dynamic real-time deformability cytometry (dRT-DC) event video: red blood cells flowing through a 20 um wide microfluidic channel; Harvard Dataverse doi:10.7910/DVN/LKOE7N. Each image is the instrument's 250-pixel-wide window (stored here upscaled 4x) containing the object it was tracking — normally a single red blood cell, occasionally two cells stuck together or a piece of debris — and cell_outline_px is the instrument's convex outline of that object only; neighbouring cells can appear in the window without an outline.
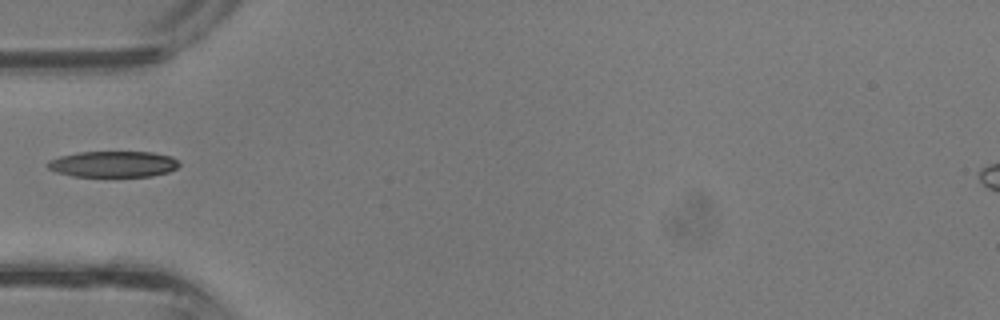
{"species": "common noctule bat (a hibernating species)", "species_latin": "Nyctalus noctula", "temperature_condition": "room temperature", "stored_images_in_passage": 22, "camera_frame_rate_fps": 3000, "um_per_image_px": 0.085, "animal": {"sex": "male", "body_mass_g": 13.3}, "frame": {"image": 1, "passage_image": 1, "time_ms": 0.0, "image_size_px": [1000, 320], "cell_outline_px": [[180, 164], [176, 168], [168, 172], [152, 176], [72, 176], [56, 172], [48, 168], [44, 164], [48, 160], [60, 156], [80, 152], [152, 152], [172, 156]], "centroid_in_image_um": [9.59, 13.95], "position_along_channel_um": 75.4, "area_um2": 20.0}}
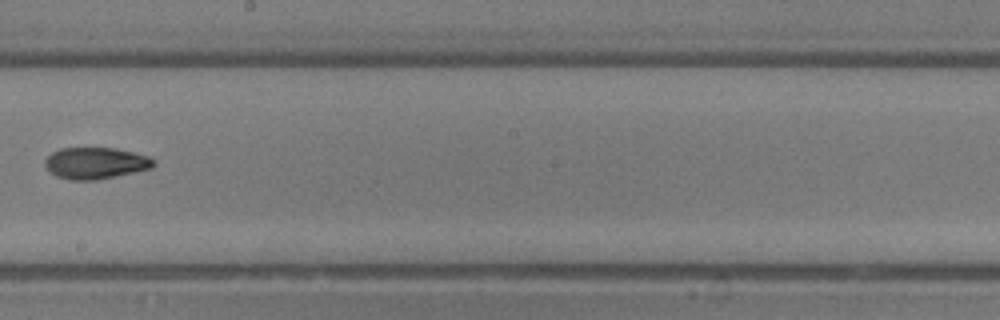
{"frame": {"image": 2, "passage_image": 10, "time_ms": 3.0, "image_size_px": [1000, 320], "cell_outline_px": [[156, 164], [152, 168], [116, 176], [96, 180], [68, 180], [56, 176], [48, 172], [44, 164], [44, 160], [52, 152], [60, 148], [116, 148], [148, 156], [156, 160]], "centroid_in_image_um": [8.1, 13.87], "position_along_channel_um": 240.1, "area_um2": 20.17}}
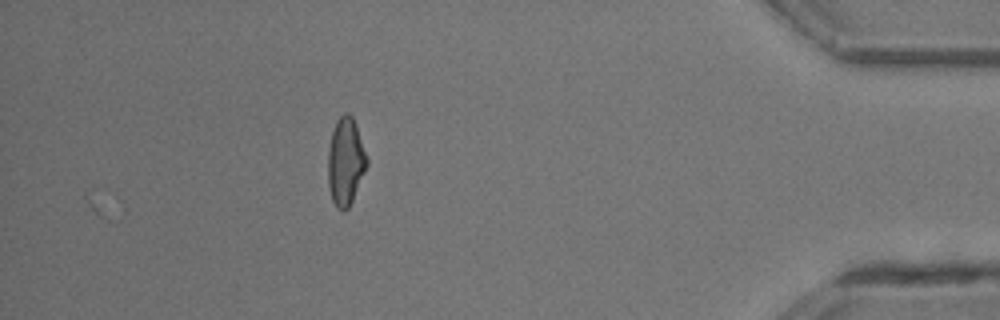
{"frame": {"image": 3, "passage_image": 22, "time_ms": 7.0, "image_size_px": [1000, 320], "cell_outline_px": [[368, 164], [352, 200], [348, 208], [344, 212], [336, 208], [332, 200], [328, 184], [328, 148], [332, 132], [336, 120], [344, 112], [348, 112], [352, 116], [356, 124], [368, 160]], "centroid_in_image_um": [29.36, 13.72], "position_along_channel_um": 405.8, "area_um2": 19.88}}